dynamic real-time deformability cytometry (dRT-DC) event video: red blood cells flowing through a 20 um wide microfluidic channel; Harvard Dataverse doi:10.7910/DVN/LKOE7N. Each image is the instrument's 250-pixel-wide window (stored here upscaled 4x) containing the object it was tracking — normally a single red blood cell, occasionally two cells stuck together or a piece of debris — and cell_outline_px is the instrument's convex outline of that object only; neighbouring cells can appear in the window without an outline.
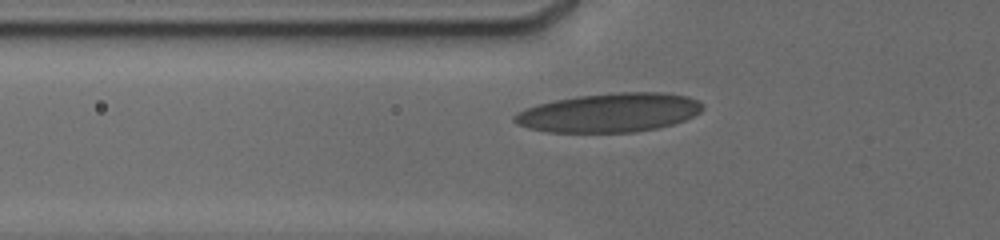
{"species": "human", "species_latin": "Homo sapiens", "temperature_condition": "cold", "stored_images_in_passage": 8, "camera_frame_rate_fps": 3000, "um_per_image_px": 0.085, "donor": {"sex": "male"}, "frame": {"image": 1, "passage_image": 5, "time_ms": 2.667, "image_size_px": [1000, 240], "cell_outline_px": [[704, 108], [700, 112], [684, 120], [672, 124], [656, 128], [632, 132], [548, 132], [528, 128], [516, 124], [512, 120], [512, 116], [524, 108], [536, 104], [576, 96], [616, 92], [664, 92], [688, 96], [700, 100], [704, 104]], "centroid_in_image_um": [51.79, 9.56], "position_along_channel_um": 74.0, "area_um2": 43.0}}
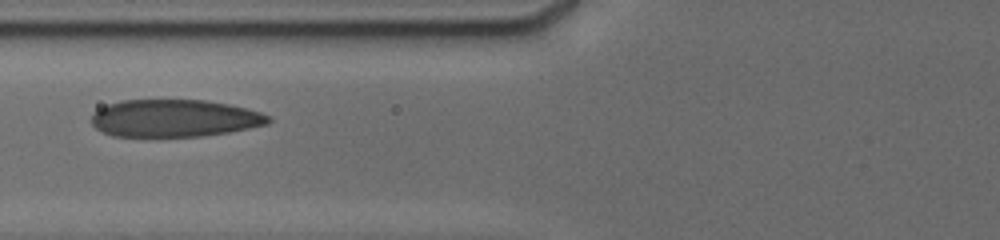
{"frame": {"image": 2, "passage_image": 6, "time_ms": 3.667, "image_size_px": [1000, 240], "cell_outline_px": [[272, 120], [268, 124], [228, 132], [200, 136], [112, 136], [96, 128], [92, 124], [92, 112], [108, 104], [120, 100], [204, 100], [228, 104], [260, 112], [268, 116]], "centroid_in_image_um": [14.8, 10.04], "position_along_channel_um": 111.0, "area_um2": 38.32}}
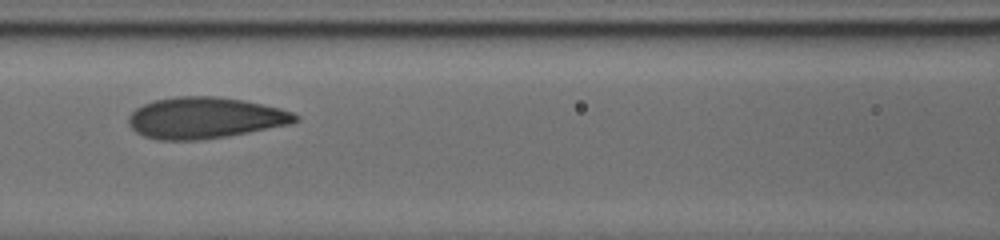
{"frame": {"image": 3, "passage_image": 7, "time_ms": 4.667, "image_size_px": [1000, 240], "cell_outline_px": [[300, 120], [292, 124], [248, 132], [224, 136], [196, 140], [160, 140], [144, 136], [136, 132], [128, 124], [128, 116], [136, 108], [152, 100], [176, 96], [216, 96], [244, 100], [264, 104], [280, 108], [292, 112], [300, 116]], "centroid_in_image_um": [17.43, 10.01], "position_along_channel_um": 149.2, "area_um2": 40.23}}